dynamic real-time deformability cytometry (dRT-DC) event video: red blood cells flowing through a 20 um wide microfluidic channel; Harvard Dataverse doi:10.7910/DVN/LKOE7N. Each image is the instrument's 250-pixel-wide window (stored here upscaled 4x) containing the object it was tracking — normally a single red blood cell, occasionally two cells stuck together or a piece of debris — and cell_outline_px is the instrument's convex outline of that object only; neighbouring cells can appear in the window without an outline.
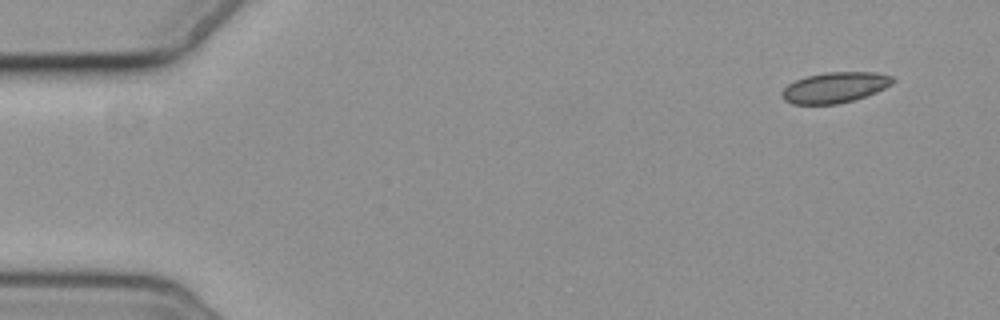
{"species": "common noctule bat (a hibernating species)", "species_latin": "Nyctalus noctula", "temperature_condition": "cold", "stored_images_in_passage": 4, "camera_frame_rate_fps": 3000, "um_per_image_px": 0.085, "animal": {"sex": "female", "body_mass_g": 19.3, "forearm_length_mm": 54.1}, "frame": {"image": 1, "passage_image": 1, "time_ms": 0.0, "image_size_px": [1000, 320], "cell_outline_px": [[896, 80], [892, 84], [876, 92], [856, 100], [836, 104], [792, 104], [784, 100], [780, 96], [780, 92], [788, 84], [796, 80], [808, 76], [828, 72], [876, 72], [892, 76]], "centroid_in_image_um": [70.96, 7.44], "position_along_channel_um": 14.0, "area_um2": 19.88}}
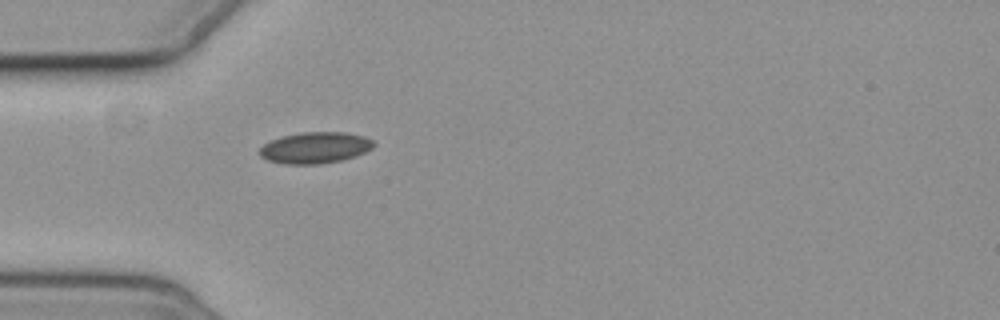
{"frame": {"image": 2, "passage_image": 4, "time_ms": 4.333, "image_size_px": [1000, 320], "cell_outline_px": [[376, 144], [372, 148], [356, 156], [340, 160], [320, 164], [284, 164], [268, 160], [260, 156], [256, 152], [264, 144], [272, 140], [284, 136], [300, 132], [344, 132], [364, 136], [372, 140]], "centroid_in_image_um": [26.77, 12.56], "position_along_channel_um": 58.2, "area_um2": 20.81}}